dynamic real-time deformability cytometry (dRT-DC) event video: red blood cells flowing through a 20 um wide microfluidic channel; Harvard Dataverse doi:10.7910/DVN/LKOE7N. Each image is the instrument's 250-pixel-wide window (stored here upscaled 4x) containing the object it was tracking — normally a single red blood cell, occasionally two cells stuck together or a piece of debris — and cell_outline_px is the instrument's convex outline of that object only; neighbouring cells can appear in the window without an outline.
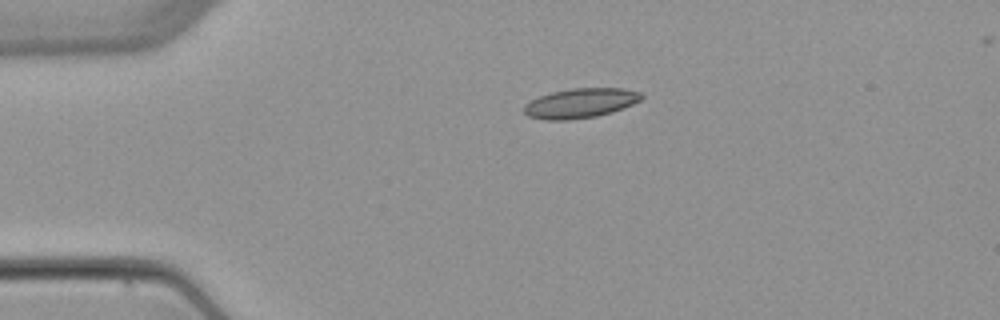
{"species": "common noctule bat (a hibernating species)", "species_latin": "Nyctalus noctula", "temperature_condition": "warm", "stored_images_in_passage": 3, "segment_of_instrument_passage": [1, 2], "camera_frame_rate_fps": 3000, "um_per_image_px": 0.085, "animal": {"sex": "female", "body_mass_g": 22.7, "forearm_length_mm": 54.2}, "frame": {"image": 1, "passage_image": 1, "time_ms": 0.0, "image_size_px": [1000, 320], "cell_outline_px": [[644, 96], [640, 100], [632, 104], [612, 112], [596, 116], [568, 120], [544, 120], [528, 116], [524, 112], [524, 104], [540, 96], [552, 92], [572, 88], [624, 88], [640, 92]], "centroid_in_image_um": [49.33, 8.77], "position_along_channel_um": 35.7, "area_um2": 20.23}}